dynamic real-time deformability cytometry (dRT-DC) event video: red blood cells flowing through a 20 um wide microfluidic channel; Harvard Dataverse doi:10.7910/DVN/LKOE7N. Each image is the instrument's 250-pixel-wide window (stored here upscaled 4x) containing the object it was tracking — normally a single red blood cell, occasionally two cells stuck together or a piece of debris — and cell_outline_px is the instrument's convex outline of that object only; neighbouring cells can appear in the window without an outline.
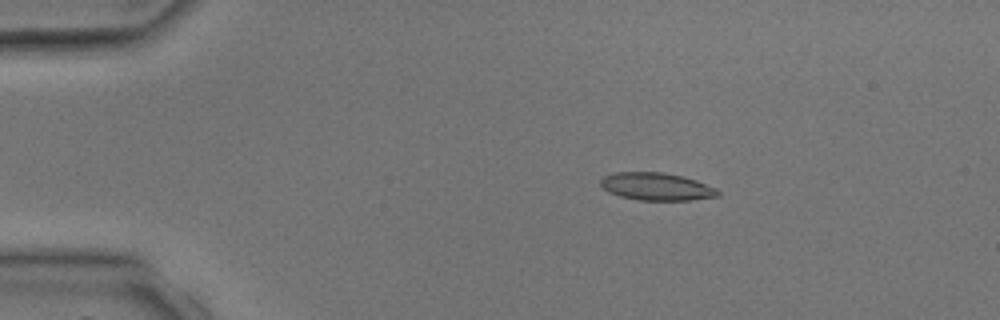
{"species": "common noctule bat (a hibernating species)", "species_latin": "Nyctalus noctula", "temperature_condition": "room temperature", "stored_images_in_passage": 3, "camera_frame_rate_fps": 3000, "um_per_image_px": 0.085, "animal": {"sex": "male", "body_mass_g": 17.9, "forearm_length_mm": 54.2}, "frame": {"image": 1, "passage_image": 2, "time_ms": 1.0, "image_size_px": [1000, 320], "cell_outline_px": [[720, 196], [692, 200], [636, 200], [620, 196], [608, 192], [600, 184], [600, 180], [604, 176], [616, 172], [660, 172], [680, 176], [696, 180], [716, 188], [720, 192]], "centroid_in_image_um": [55.8, 15.87], "position_along_channel_um": 29.2, "area_um2": 18.84}}